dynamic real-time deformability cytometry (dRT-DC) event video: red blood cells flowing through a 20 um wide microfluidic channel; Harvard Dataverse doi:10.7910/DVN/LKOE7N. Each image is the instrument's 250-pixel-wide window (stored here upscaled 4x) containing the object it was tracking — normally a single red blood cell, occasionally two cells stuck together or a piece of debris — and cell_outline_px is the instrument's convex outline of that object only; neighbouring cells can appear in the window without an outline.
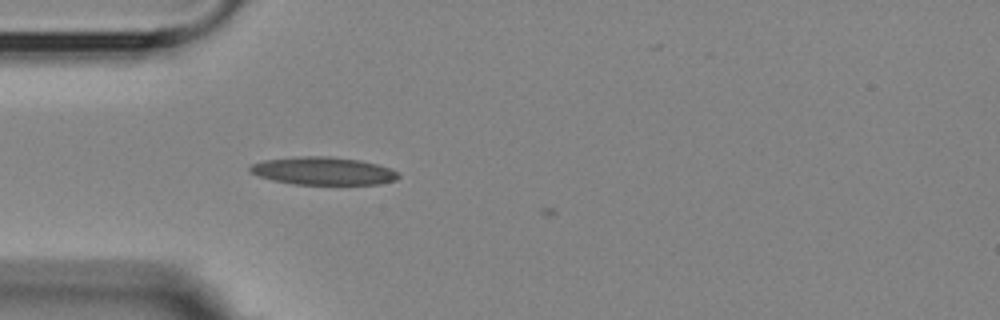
{"species": "Egyptian fruit bat (a non-hibernating species)", "species_latin": "Rousettus aegyptiacus", "temperature_condition": "room temperature", "stored_images_in_passage": 3, "camera_frame_rate_fps": 3000, "um_per_image_px": 0.085, "animal": {"sex": "female"}, "frame": {"image": 1, "passage_image": 3, "time_ms": 2.333, "image_size_px": [1000, 320], "cell_outline_px": [[400, 176], [396, 180], [380, 184], [296, 184], [272, 180], [260, 176], [252, 172], [248, 168], [252, 164], [264, 160], [300, 156], [328, 156], [360, 160], [376, 164], [388, 168], [396, 172]], "centroid_in_image_um": [27.47, 14.53], "position_along_channel_um": 57.5, "area_um2": 23.81}}